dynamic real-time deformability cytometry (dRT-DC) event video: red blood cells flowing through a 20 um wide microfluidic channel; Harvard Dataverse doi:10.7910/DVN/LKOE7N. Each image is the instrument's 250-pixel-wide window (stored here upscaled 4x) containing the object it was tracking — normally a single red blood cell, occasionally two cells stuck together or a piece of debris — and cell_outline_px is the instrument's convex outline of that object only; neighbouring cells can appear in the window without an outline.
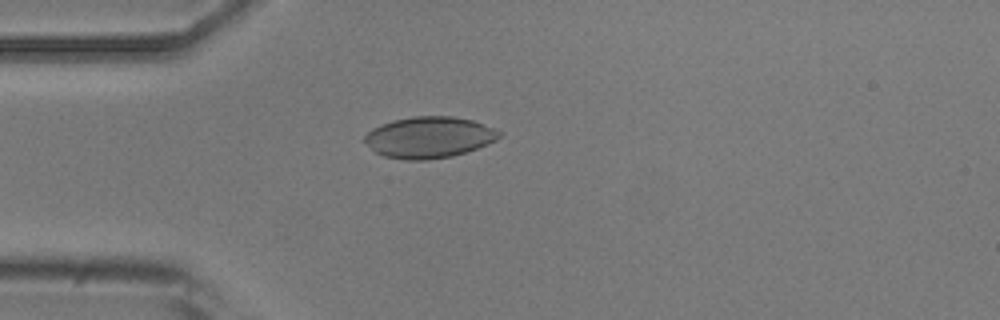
{"species": "common noctule bat (a hibernating species)", "species_latin": "Nyctalus noctula", "temperature_condition": "room temperature", "stored_images_in_passage": 6, "camera_frame_rate_fps": 3000, "um_per_image_px": 0.085, "animal": {"sex": "male", "body_mass_g": 20.5, "forearm_length_mm": 52.5}, "frame": {"image": 1, "passage_image": 4, "time_ms": 3.667, "image_size_px": [1000, 320], "cell_outline_px": [[504, 132], [496, 140], [488, 144], [452, 156], [428, 160], [404, 160], [384, 156], [376, 152], [364, 140], [364, 136], [372, 128], [380, 124], [392, 120], [412, 116], [452, 116], [472, 120]], "centroid_in_image_um": [36.47, 11.66], "position_along_channel_um": 48.5, "area_um2": 32.37}}
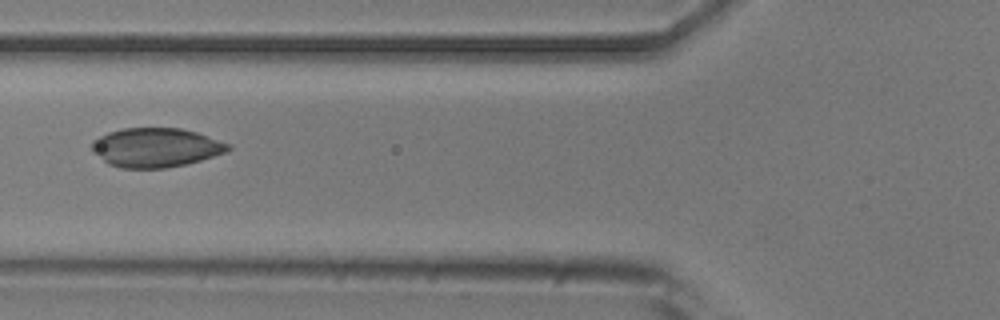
{"frame": {"image": 2, "passage_image": 6, "time_ms": 5.667, "image_size_px": [1000, 320], "cell_outline_px": [[232, 148], [224, 152], [200, 160], [184, 164], [164, 168], [120, 168], [108, 164], [92, 152], [92, 140], [108, 132], [124, 128], [180, 128], [196, 132], [232, 144]], "centroid_in_image_um": [13.22, 12.53], "position_along_channel_um": 112.6, "area_um2": 31.04}}